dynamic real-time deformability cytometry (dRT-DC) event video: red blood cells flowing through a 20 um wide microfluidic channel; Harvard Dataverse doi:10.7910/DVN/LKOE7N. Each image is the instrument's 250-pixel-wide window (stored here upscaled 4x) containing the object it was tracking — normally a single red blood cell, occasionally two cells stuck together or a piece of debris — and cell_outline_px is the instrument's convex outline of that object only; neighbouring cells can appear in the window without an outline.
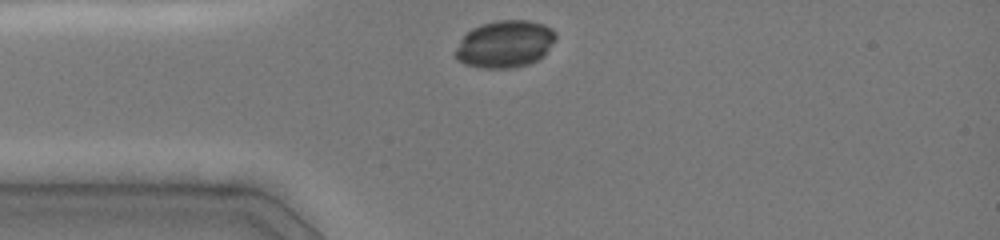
{"species": "common noctule bat (a hibernating species)", "species_latin": "Nyctalus noctula", "temperature_condition": "cold", "stored_images_in_passage": 3, "camera_frame_rate_fps": 3000, "um_per_image_px": 0.085, "animal": {"sex": "female", "body_mass_g": 19.0, "forearm_length_mm": 51.5}, "frame": {"image": 1, "passage_image": 1, "time_ms": 0.0, "image_size_px": [1000, 240], "cell_outline_px": [[556, 40], [544, 56], [528, 64], [512, 68], [484, 68], [464, 64], [456, 60], [452, 52], [460, 40], [472, 28], [480, 24], [500, 20], [528, 20], [544, 24], [552, 28], [556, 32]], "centroid_in_image_um": [42.91, 3.74], "position_along_channel_um": 42.1, "area_um2": 27.98}}